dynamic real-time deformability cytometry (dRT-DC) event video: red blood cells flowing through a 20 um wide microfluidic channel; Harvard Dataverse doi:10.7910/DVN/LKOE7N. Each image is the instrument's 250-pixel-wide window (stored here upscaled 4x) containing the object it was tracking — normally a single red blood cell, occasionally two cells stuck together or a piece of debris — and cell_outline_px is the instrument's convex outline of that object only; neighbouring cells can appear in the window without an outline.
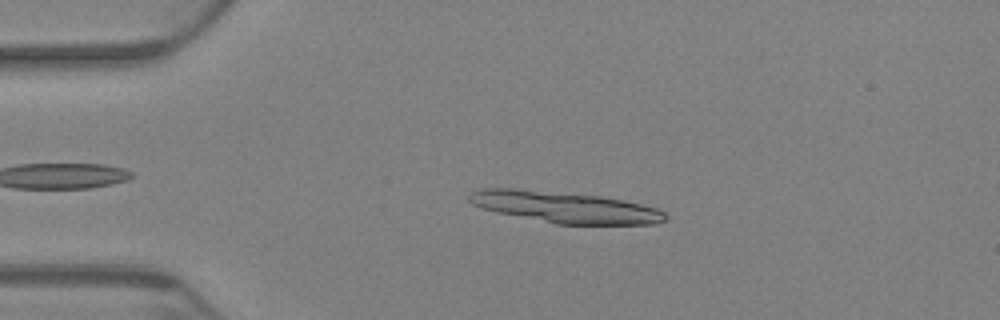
{"species": "Egyptian fruit bat (a non-hibernating species)", "species_latin": "Rousettus aegyptiacus", "temperature_condition": "warm", "stored_images_in_passage": 17, "camera_frame_rate_fps": 3000, "um_per_image_px": 0.085, "animal": {"sex": "female"}, "frame": {"image": 1, "passage_image": 14, "time_ms": 4.333, "image_size_px": [1000, 320], "cell_outline_px": [[668, 220], [656, 224], [556, 224], [496, 212], [472, 204], [468, 200], [468, 196], [472, 192], [484, 188], [516, 188], [600, 196], [640, 204], [656, 208], [664, 212], [668, 216]], "centroid_in_image_um": [48.03, 17.61], "position_along_channel_um": 37.0, "area_um2": 35.49}}